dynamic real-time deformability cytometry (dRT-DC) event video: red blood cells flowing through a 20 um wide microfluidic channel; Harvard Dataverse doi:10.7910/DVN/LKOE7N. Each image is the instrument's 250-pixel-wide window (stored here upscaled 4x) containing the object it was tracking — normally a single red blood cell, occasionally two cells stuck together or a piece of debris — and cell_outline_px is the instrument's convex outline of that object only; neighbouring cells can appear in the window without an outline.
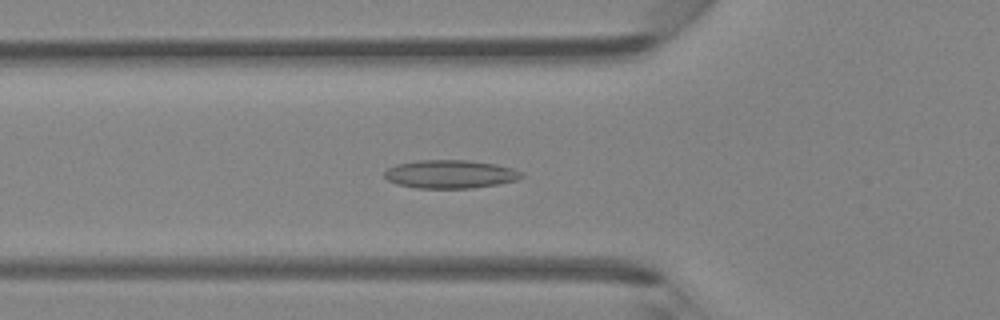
{"species": "Egyptian fruit bat (a non-hibernating species)", "species_latin": "Rousettus aegyptiacus", "temperature_condition": "room temperature", "stored_images_in_passage": 46, "camera_frame_rate_fps": 3000, "um_per_image_px": 0.085, "animal": {"sex": "female"}, "frame": {"image": 1, "passage_image": 16, "time_ms": 5.0, "image_size_px": [1000, 320], "cell_outline_px": [[524, 176], [516, 180], [496, 184], [472, 188], [416, 188], [396, 184], [388, 180], [384, 176], [384, 172], [388, 168], [396, 164], [416, 160], [468, 160], [496, 164], [512, 168], [524, 172]], "centroid_in_image_um": [38.26, 14.8], "position_along_channel_um": 87.5, "area_um2": 22.72}}
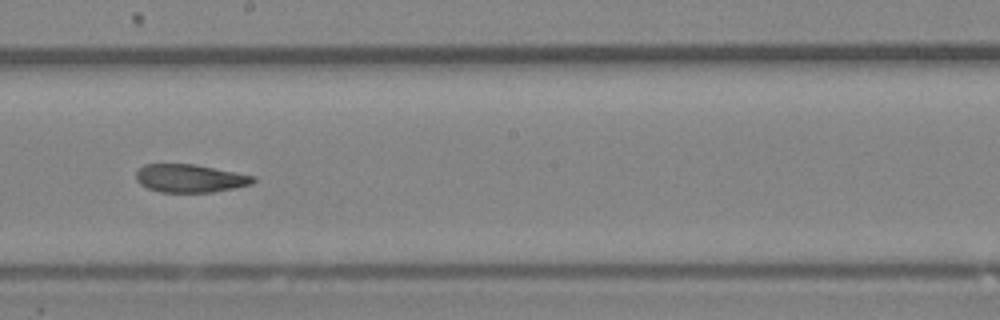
{"frame": {"image": 2, "passage_image": 26, "time_ms": 8.333, "image_size_px": [1000, 320], "cell_outline_px": [[256, 180], [252, 184], [212, 192], [160, 192], [148, 188], [140, 184], [136, 180], [136, 172], [144, 164], [192, 164], [256, 176]], "centroid_in_image_um": [16.13, 15.16], "position_along_channel_um": 232.1, "area_um2": 19.02}}
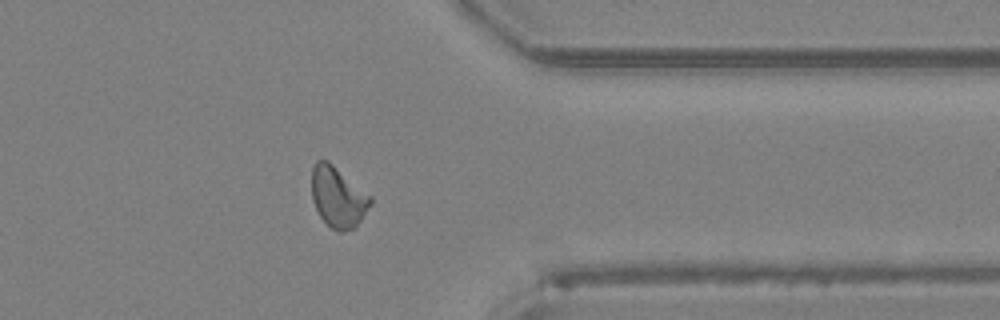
{"frame": {"image": 3, "passage_image": 37, "time_ms": 12.0, "image_size_px": [1000, 320], "cell_outline_px": [[372, 204], [356, 228], [340, 232], [332, 228], [320, 216], [312, 200], [312, 168], [316, 160], [328, 160], [372, 196]], "centroid_in_image_um": [28.75, 16.75], "position_along_channel_um": 382.6, "area_um2": 20.92}, "authors_computed_cell_mechanics": {"area_um2": 20.7213, "velocity_mm_per_s": 4.347, "shape_relaxation_time_tau1_ms": null, "shape_relaxation_time_tau2_ms": 4.7828, "deformation_change_tau1": null, "deformation_change_tau2": 0.1001}}